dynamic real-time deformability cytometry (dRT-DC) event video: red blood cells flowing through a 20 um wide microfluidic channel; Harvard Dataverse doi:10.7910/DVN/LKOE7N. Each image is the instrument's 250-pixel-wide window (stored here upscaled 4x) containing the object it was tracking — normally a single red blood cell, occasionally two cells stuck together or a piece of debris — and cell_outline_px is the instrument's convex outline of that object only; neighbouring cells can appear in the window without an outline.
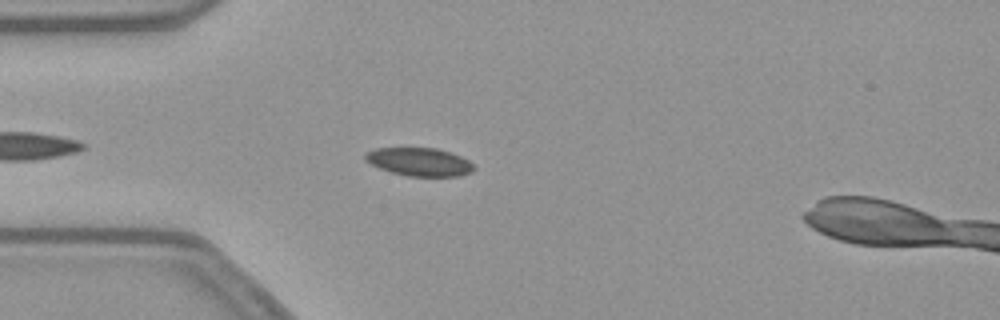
{"species": "common noctule bat (a hibernating species)", "species_latin": "Nyctalus noctula", "temperature_condition": "warm", "stored_images_in_passage": 34, "camera_frame_rate_fps": 3000, "um_per_image_px": 0.085, "animal": {"sex": "female", "body_mass_g": 21.9}, "frame": {"image": 1, "passage_image": 6, "time_ms": 1.667, "image_size_px": [1000, 320], "cell_outline_px": [[476, 168], [472, 172], [460, 176], [408, 176], [392, 172], [380, 168], [364, 160], [364, 156], [368, 152], [376, 148], [436, 148], [460, 156], [468, 160]], "centroid_in_image_um": [35.66, 13.76], "position_along_channel_um": 49.3, "area_um2": 17.69}}
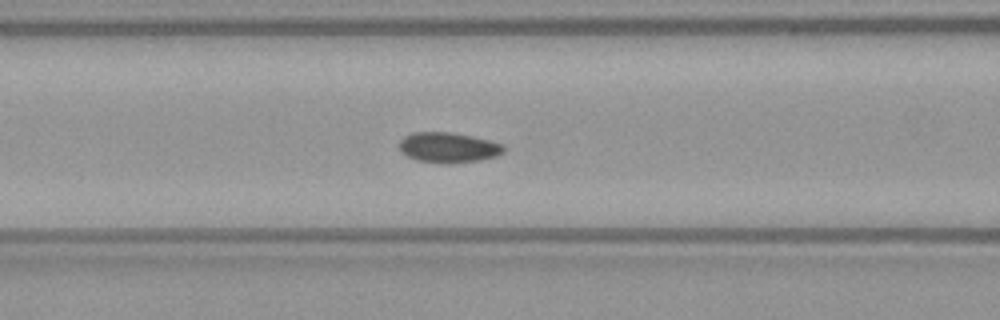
{"frame": {"image": 2, "passage_image": 13, "time_ms": 4.0, "image_size_px": [1000, 320], "cell_outline_px": [[504, 152], [496, 156], [480, 160], [448, 164], [444, 164], [416, 160], [400, 152], [400, 140], [404, 136], [412, 132], [452, 132], [472, 136], [504, 144]], "centroid_in_image_um": [38.1, 12.54], "position_along_channel_um": 128.5, "area_um2": 18.55}}
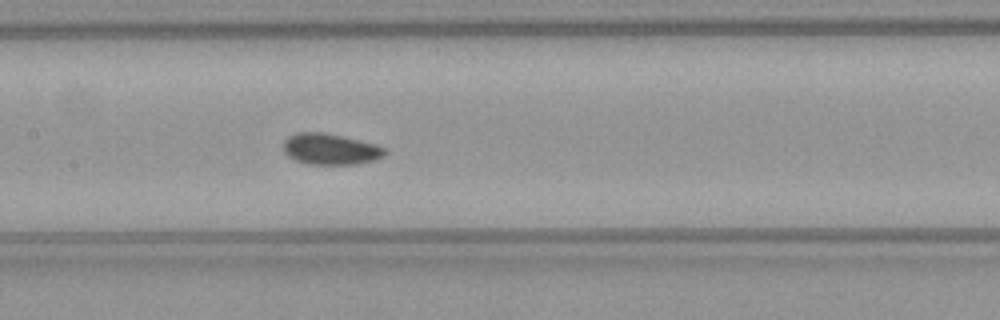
{"frame": {"image": 3, "passage_image": 17, "time_ms": 5.333, "image_size_px": [1000, 320], "cell_outline_px": [[384, 156], [376, 160], [356, 164], [308, 164], [296, 160], [288, 156], [284, 152], [284, 140], [288, 136], [296, 132], [324, 132], [344, 136], [376, 144], [384, 148]], "centroid_in_image_um": [28.07, 12.66], "position_along_channel_um": 179.3, "area_um2": 18.44}, "authors_computed_cell_mechanics": {"area_um2": 18.2937, "velocity_mm_per_s": 3.7919, "shape_relaxation_time_tau1_ms": 4.8543, "shape_relaxation_time_tau2_ms": 1.4152, "deformation_change_tau1": 0.0705, "deformation_change_tau2": 0.0581}}